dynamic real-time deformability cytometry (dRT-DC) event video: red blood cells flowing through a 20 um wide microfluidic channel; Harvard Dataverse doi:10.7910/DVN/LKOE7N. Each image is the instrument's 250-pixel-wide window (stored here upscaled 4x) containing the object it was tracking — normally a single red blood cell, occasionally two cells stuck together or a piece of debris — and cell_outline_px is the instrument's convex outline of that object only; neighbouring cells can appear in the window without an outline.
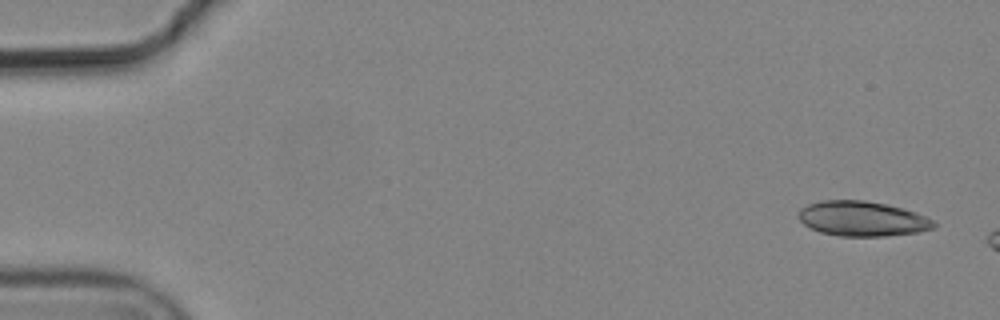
{"species": "common noctule bat (a hibernating species)", "species_latin": "Nyctalus noctula", "temperature_condition": "cold", "stored_images_in_passage": 3, "camera_frame_rate_fps": 3000, "um_per_image_px": 0.085, "animal": {"sex": "male", "body_mass_g": 19.2, "forearm_length_mm": 51.8}, "frame": {"image": 1, "passage_image": 1, "time_ms": 0.0, "image_size_px": [1000, 320], "cell_outline_px": [[936, 228], [916, 232], [884, 236], [840, 236], [820, 232], [804, 224], [800, 220], [800, 208], [808, 204], [820, 200], [864, 200], [888, 204], [904, 208], [916, 212], [932, 220], [936, 224]], "centroid_in_image_um": [73.31, 18.58], "position_along_channel_um": 11.7, "area_um2": 27.51}}